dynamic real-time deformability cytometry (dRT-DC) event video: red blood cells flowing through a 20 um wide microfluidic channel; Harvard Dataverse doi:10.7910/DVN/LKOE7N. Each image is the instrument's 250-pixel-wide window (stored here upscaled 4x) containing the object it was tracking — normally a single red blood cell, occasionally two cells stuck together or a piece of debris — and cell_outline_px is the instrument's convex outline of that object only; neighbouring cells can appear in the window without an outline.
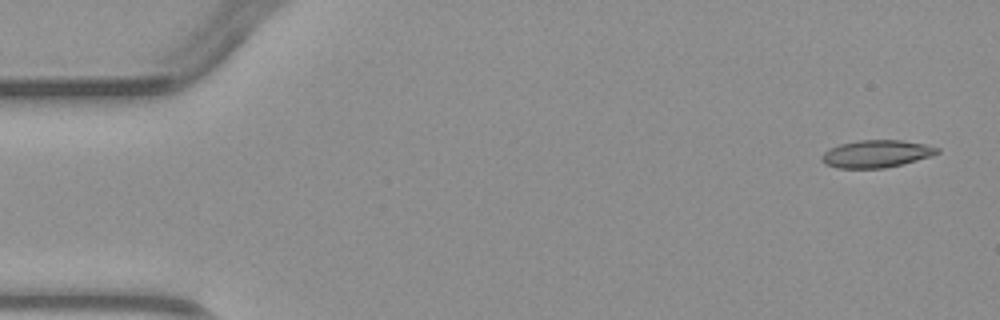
{"species": "common noctule bat (a hibernating species)", "species_latin": "Nyctalus noctula", "temperature_condition": "warm", "stored_images_in_passage": 4, "camera_frame_rate_fps": 3000, "um_per_image_px": 0.085, "animal": {"sex": "male", "body_mass_g": 23.1, "forearm_length_mm": 52.7}, "frame": {"image": 1, "passage_image": 1, "time_ms": 0.0, "image_size_px": [1000, 320], "cell_outline_px": [[940, 152], [916, 160], [884, 168], [836, 168], [824, 164], [820, 160], [820, 156], [824, 152], [840, 144], [860, 140], [900, 140], [924, 144], [940, 148]], "centroid_in_image_um": [74.44, 13.07], "position_along_channel_um": 10.6, "area_um2": 18.26}}
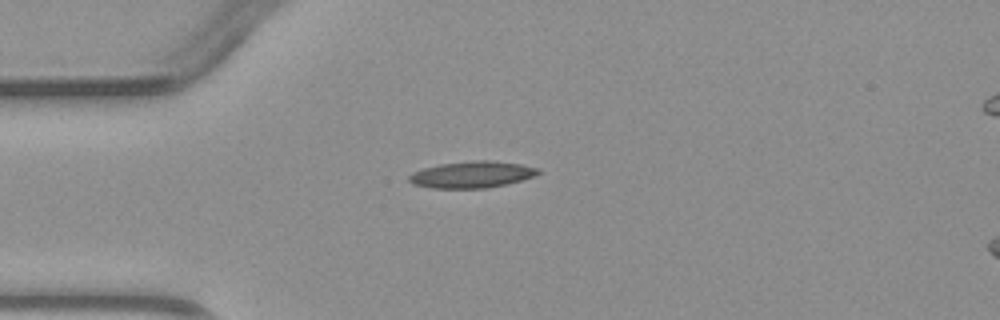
{"frame": {"image": 2, "passage_image": 4, "time_ms": 3.333, "image_size_px": [1000, 320], "cell_outline_px": [[540, 172], [532, 176], [520, 180], [504, 184], [484, 188], [432, 188], [412, 184], [408, 180], [408, 176], [412, 172], [424, 168], [440, 164], [476, 160], [488, 160], [520, 164], [540, 168]], "centroid_in_image_um": [40.07, 14.83], "position_along_channel_um": 44.9, "area_um2": 19.77}}